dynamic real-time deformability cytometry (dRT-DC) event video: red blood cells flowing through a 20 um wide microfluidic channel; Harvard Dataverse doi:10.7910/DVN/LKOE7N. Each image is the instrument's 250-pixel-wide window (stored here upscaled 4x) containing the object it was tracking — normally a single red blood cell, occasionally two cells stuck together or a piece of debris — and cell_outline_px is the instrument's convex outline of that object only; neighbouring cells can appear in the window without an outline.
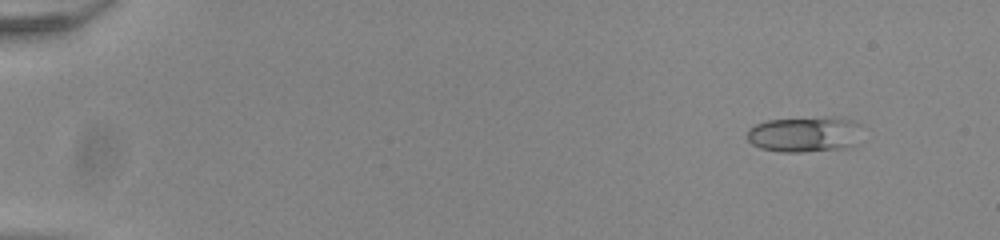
{"species": "common noctule bat (a hibernating species)", "species_latin": "Nyctalus noctula", "temperature_condition": "room temperature", "stored_images_in_passage": 49, "camera_frame_rate_fps": 3000, "um_per_image_px": 0.085, "animal": {"sex": "male", "body_mass_g": 20.0, "forearm_length_mm": 53.3}, "frame": {"image": 1, "passage_image": 1, "time_ms": 0.0, "image_size_px": [1000, 240], "cell_outline_px": [[856, 144], [848, 148], [800, 152], [780, 152], [760, 148], [752, 144], [748, 140], [748, 128], [764, 120], [824, 116], [828, 116], [852, 120], [856, 124]], "centroid_in_image_um": [68.31, 11.41], "position_along_channel_um": 16.7, "area_um2": 23.81}}
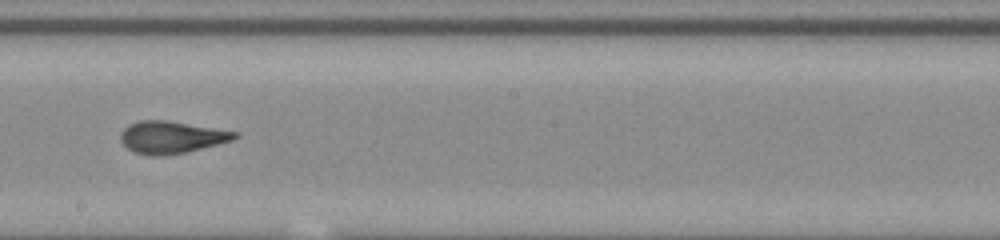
{"frame": {"image": 2, "passage_image": 28, "time_ms": 9.0, "image_size_px": [1000, 240], "cell_outline_px": [[240, 136], [232, 140], [188, 152], [160, 156], [148, 156], [136, 152], [128, 148], [120, 140], [120, 132], [128, 124], [140, 120], [168, 120], [240, 132]], "centroid_in_image_um": [14.58, 11.66], "position_along_channel_um": 233.6, "area_um2": 21.62}}
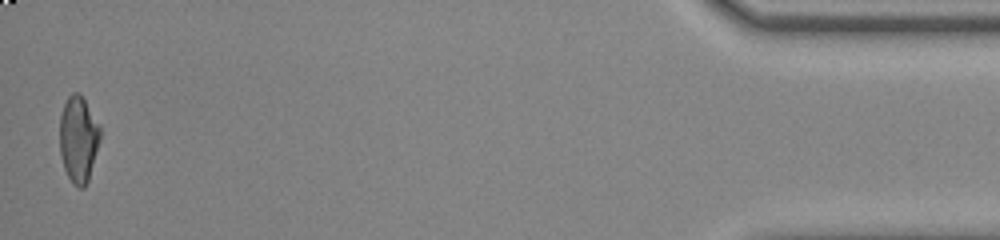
{"frame": {"image": 3, "passage_image": 49, "time_ms": 16.0, "image_size_px": [1000, 240], "cell_outline_px": [[100, 140], [88, 180], [84, 188], [80, 188], [72, 184], [64, 168], [60, 156], [60, 116], [64, 104], [68, 96], [72, 92], [80, 92], [100, 124]], "centroid_in_image_um": [6.67, 11.81], "position_along_channel_um": 428.5, "area_um2": 20.52}, "authors_computed_cell_mechanics": {"area_um2": 21.2126, "velocity_mm_per_s": 3.9169, "shape_relaxation_time_tau1_ms": 10.3381, "shape_relaxation_time_tau2_ms": 1.237, "deformation_change_tau1": 0.2902, "deformation_change_tau2": 0.0733}}